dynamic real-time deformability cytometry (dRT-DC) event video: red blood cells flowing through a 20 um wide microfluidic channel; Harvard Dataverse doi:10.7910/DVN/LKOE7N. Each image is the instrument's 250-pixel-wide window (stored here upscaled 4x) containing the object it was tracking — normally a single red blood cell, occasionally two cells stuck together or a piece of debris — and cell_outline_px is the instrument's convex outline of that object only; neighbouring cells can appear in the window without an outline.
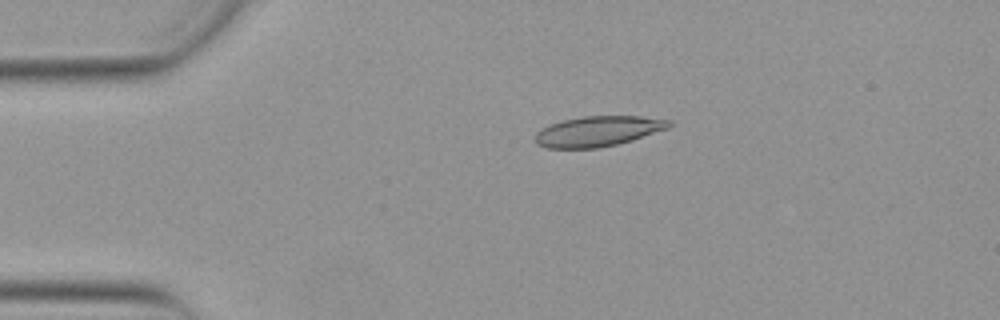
{"species": "Egyptian fruit bat (a non-hibernating species)", "species_latin": "Rousettus aegyptiacus", "temperature_condition": "warm", "stored_images_in_passage": 53, "camera_frame_rate_fps": 3000, "um_per_image_px": 0.085, "animal": {"sex": "female"}, "frame": {"image": 1, "passage_image": 11, "time_ms": 3.333, "image_size_px": [1000, 320], "cell_outline_px": [[672, 124], [668, 128], [632, 140], [600, 148], [544, 148], [536, 144], [532, 140], [536, 132], [552, 124], [564, 120], [584, 116], [640, 116], [672, 120]], "centroid_in_image_um": [50.81, 11.16], "position_along_channel_um": 34.2, "area_um2": 23.64}}
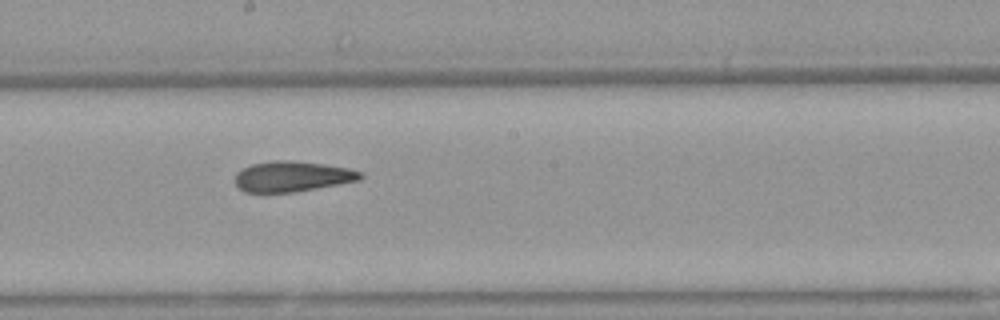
{"frame": {"image": 2, "passage_image": 29, "time_ms": 9.333, "image_size_px": [1000, 320], "cell_outline_px": [[364, 176], [360, 180], [296, 192], [244, 192], [236, 184], [236, 172], [252, 164], [272, 160], [288, 160], [324, 164], [348, 168], [364, 172]], "centroid_in_image_um": [24.87, 14.99], "position_along_channel_um": 223.3, "area_um2": 22.25}}
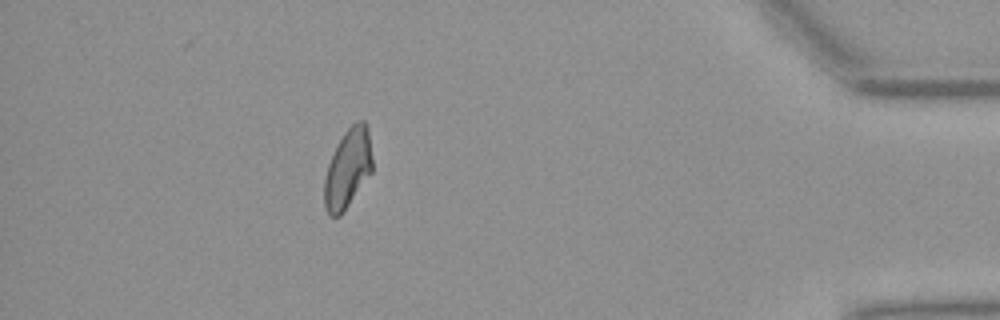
{"frame": {"image": 3, "passage_image": 47, "time_ms": 15.333, "image_size_px": [1000, 320], "cell_outline_px": [[372, 172], [344, 212], [340, 216], [328, 216], [324, 204], [324, 176], [328, 164], [344, 132], [356, 120], [364, 120], [368, 124], [372, 156]], "centroid_in_image_um": [29.57, 14.33], "position_along_channel_um": 405.6, "area_um2": 22.37}, "authors_computed_cell_mechanics": {"area_um2": 22.7154, "velocity_mm_per_s": 3.8712, "shape_relaxation_time_tau1_ms": null, "shape_relaxation_time_tau2_ms": 3.4429, "deformation_change_tau1": null, "deformation_change_tau2": 0.0975}}